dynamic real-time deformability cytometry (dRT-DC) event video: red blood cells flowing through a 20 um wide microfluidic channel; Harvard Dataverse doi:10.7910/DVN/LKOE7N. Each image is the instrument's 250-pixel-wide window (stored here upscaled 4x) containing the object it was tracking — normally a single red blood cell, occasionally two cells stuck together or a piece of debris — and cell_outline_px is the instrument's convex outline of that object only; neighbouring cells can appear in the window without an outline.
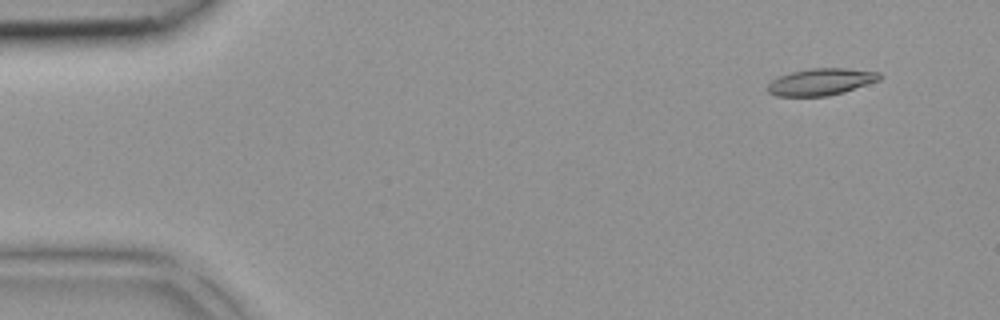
{"species": "common noctule bat (a hibernating species)", "species_latin": "Nyctalus noctula", "temperature_condition": "room temperature", "stored_images_in_passage": 39, "camera_frame_rate_fps": 3000, "um_per_image_px": 0.085, "animal": {"sex": "female", "body_mass_g": 18.4}, "frame": {"image": 1, "passage_image": 1, "time_ms": 0.0, "image_size_px": [1000, 320], "cell_outline_px": [[880, 80], [844, 92], [828, 96], [776, 96], [768, 92], [768, 84], [772, 80], [780, 76], [792, 72], [808, 68], [848, 68], [880, 72]], "centroid_in_image_um": [69.8, 6.95], "position_along_channel_um": 15.2, "area_um2": 17.51}}
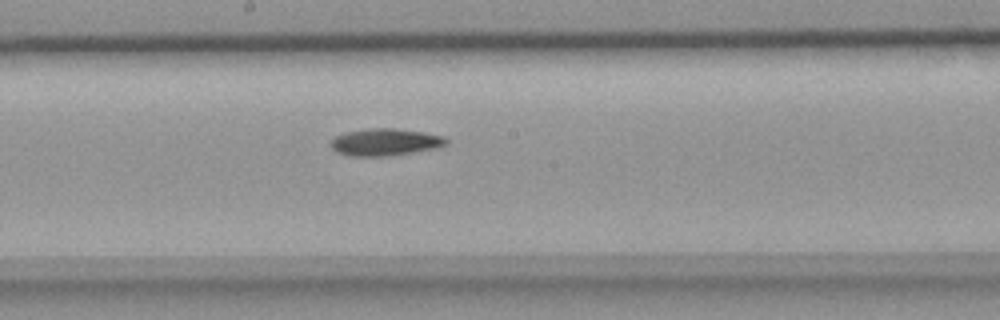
{"frame": {"image": 2, "passage_image": 20, "time_ms": 6.333, "image_size_px": [1000, 320], "cell_outline_px": [[448, 144], [436, 148], [388, 156], [348, 156], [336, 152], [328, 144], [336, 136], [348, 132], [368, 128], [396, 128], [424, 132], [444, 136], [448, 140]], "centroid_in_image_um": [32.74, 12.08], "position_along_channel_um": 215.5, "area_um2": 18.32}}
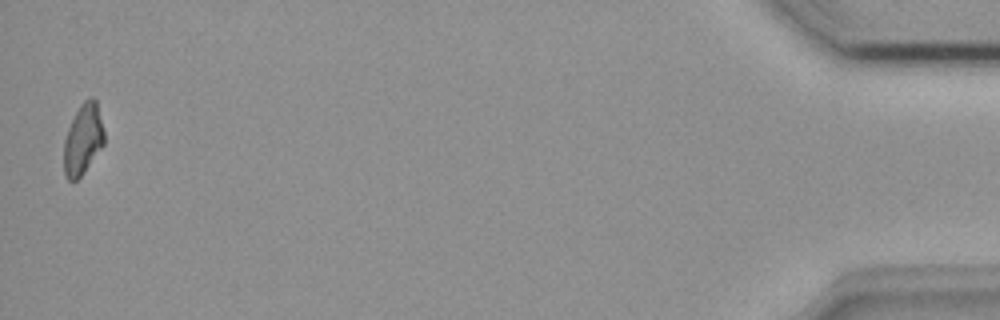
{"frame": {"image": 3, "passage_image": 39, "time_ms": 12.667, "image_size_px": [1000, 320], "cell_outline_px": [[104, 144], [84, 172], [76, 180], [68, 180], [64, 176], [64, 140], [68, 128], [80, 104], [88, 96], [92, 96], [96, 100], [104, 132]], "centroid_in_image_um": [7.05, 11.83], "position_along_channel_um": 428.2, "area_um2": 16.53}}